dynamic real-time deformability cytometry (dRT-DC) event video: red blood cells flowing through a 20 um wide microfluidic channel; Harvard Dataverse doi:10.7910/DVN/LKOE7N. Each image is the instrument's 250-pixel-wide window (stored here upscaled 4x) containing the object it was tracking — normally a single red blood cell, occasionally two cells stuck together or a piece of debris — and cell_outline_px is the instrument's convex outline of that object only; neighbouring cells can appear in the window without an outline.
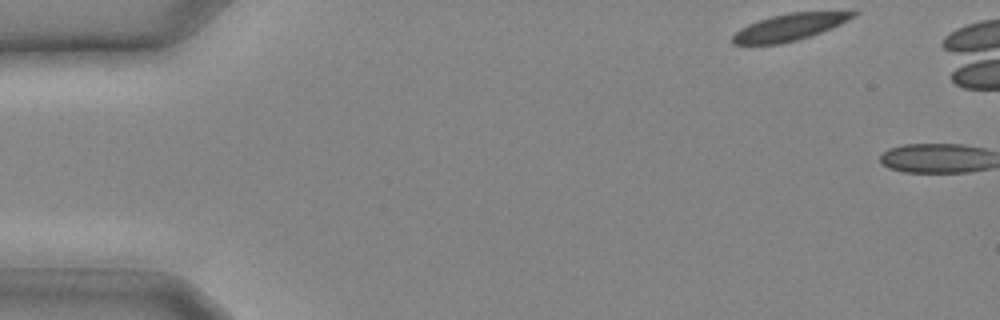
{"species": "common noctule bat (a hibernating species)", "species_latin": "Nyctalus noctula", "temperature_condition": "cold", "stored_images_in_passage": 2, "camera_frame_rate_fps": 3000, "um_per_image_px": 0.085, "animal": {"sex": "male", "body_mass_g": 20.4}, "frame": {"image": 1, "passage_image": 1, "time_ms": 0.0, "image_size_px": [1000, 320], "cell_outline_px": [[860, 12], [856, 16], [840, 24], [820, 32], [796, 40], [780, 44], [732, 44], [732, 36], [740, 28], [748, 24], [772, 16], [788, 12]], "centroid_in_image_um": [67.06, 2.31], "position_along_channel_um": 17.9, "area_um2": 18.44}}